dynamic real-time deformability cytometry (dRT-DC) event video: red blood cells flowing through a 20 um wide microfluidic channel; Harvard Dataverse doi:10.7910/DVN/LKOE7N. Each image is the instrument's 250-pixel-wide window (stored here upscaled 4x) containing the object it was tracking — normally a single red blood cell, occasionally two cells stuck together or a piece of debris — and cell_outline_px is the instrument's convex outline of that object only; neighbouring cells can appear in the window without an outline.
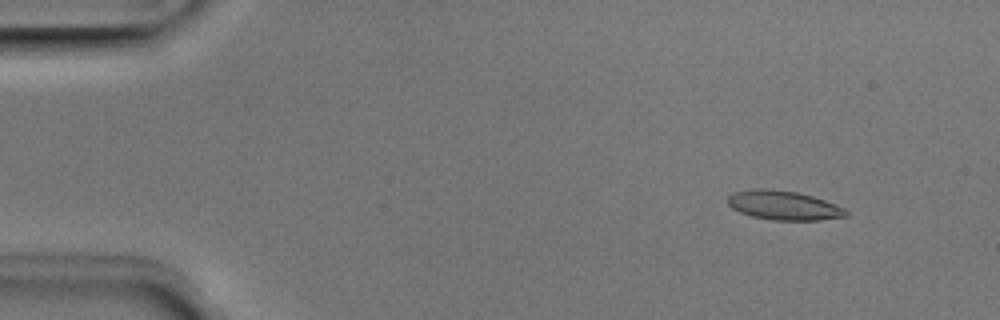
{"species": "Egyptian fruit bat (a non-hibernating species)", "species_latin": "Rousettus aegyptiacus", "temperature_condition": "room temperature", "stored_images_in_passage": 7, "camera_frame_rate_fps": 3000, "um_per_image_px": 0.085, "animal": {"sex": "male"}, "frame": {"image": 1, "passage_image": 2, "time_ms": 0.333, "image_size_px": [1000, 320], "cell_outline_px": [[848, 216], [820, 220], [772, 220], [752, 216], [740, 212], [732, 208], [728, 204], [728, 196], [732, 192], [752, 188], [768, 188], [796, 192], [812, 196], [824, 200], [844, 208], [848, 212]], "centroid_in_image_um": [66.58, 17.45], "position_along_channel_um": 18.4, "area_um2": 20.17}}
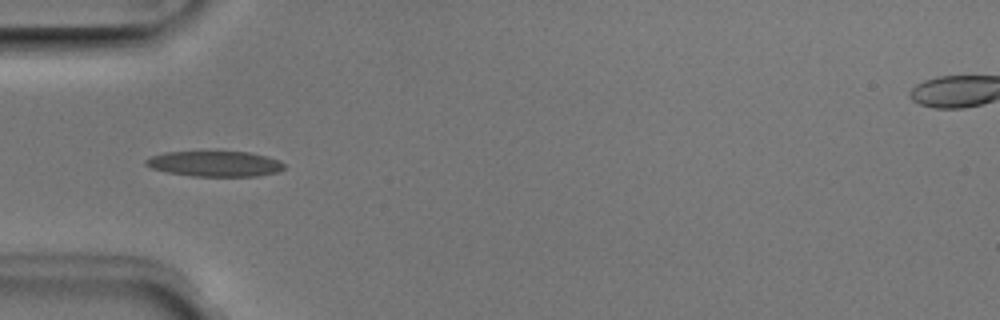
{"frame": {"image": 2, "passage_image": 5, "time_ms": 1.333, "image_size_px": [1000, 320], "cell_outline_px": [[284, 168], [276, 172], [256, 176], [192, 176], [168, 172], [152, 168], [144, 164], [144, 160], [152, 156], [164, 152], [248, 152], [268, 156], [280, 160], [284, 164]], "centroid_in_image_um": [18.27, 13.92], "position_along_channel_um": 66.7, "area_um2": 20.4}}
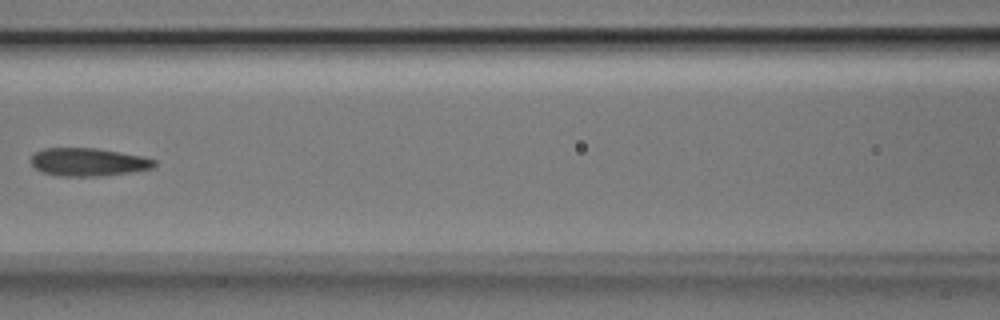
{"frame": {"image": 3, "passage_image": 7, "time_ms": 2.0, "image_size_px": [1000, 320], "cell_outline_px": [[156, 164], [152, 168], [132, 172], [96, 176], [60, 176], [40, 172], [32, 164], [32, 156], [36, 152], [44, 148], [96, 148], [120, 152], [140, 156], [156, 160]], "centroid_in_image_um": [7.49, 13.77], "position_along_channel_um": 159.1, "area_um2": 20.0}}